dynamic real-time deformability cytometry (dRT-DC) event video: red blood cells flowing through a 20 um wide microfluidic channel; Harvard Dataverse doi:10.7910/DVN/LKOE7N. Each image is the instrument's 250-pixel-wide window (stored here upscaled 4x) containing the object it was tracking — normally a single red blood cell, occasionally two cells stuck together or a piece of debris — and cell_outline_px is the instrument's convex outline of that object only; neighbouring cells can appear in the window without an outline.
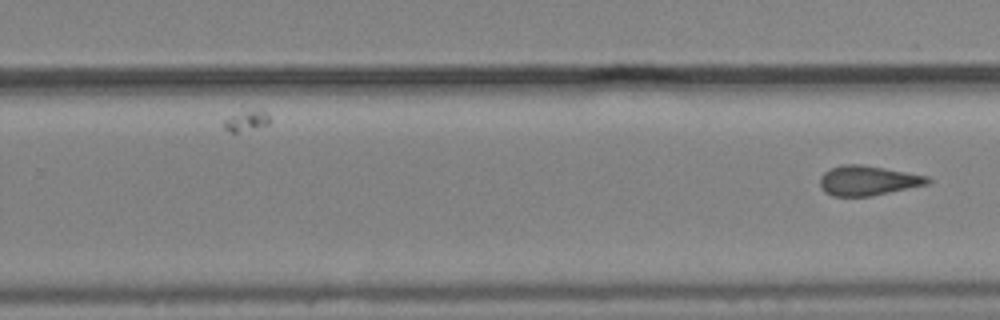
{"species": "common noctule bat (a hibernating species)", "species_latin": "Nyctalus noctula", "temperature_condition": "cold", "stored_images_in_passage": 28, "camera_frame_rate_fps": 3000, "um_per_image_px": 0.085, "animal": {"sex": "male", "body_mass_g": 19.2, "forearm_length_mm": 51.8}, "frame": {"image": 1, "passage_image": 28, "time_ms": 9.0, "image_size_px": [1000, 320], "cell_outline_px": [[932, 180], [928, 184], [868, 196], [832, 196], [824, 192], [820, 188], [820, 176], [824, 172], [832, 168], [844, 164], [860, 164], [884, 168], [928, 176]], "centroid_in_image_um": [73.73, 15.34], "position_along_channel_um": 256.1, "area_um2": 18.5}}